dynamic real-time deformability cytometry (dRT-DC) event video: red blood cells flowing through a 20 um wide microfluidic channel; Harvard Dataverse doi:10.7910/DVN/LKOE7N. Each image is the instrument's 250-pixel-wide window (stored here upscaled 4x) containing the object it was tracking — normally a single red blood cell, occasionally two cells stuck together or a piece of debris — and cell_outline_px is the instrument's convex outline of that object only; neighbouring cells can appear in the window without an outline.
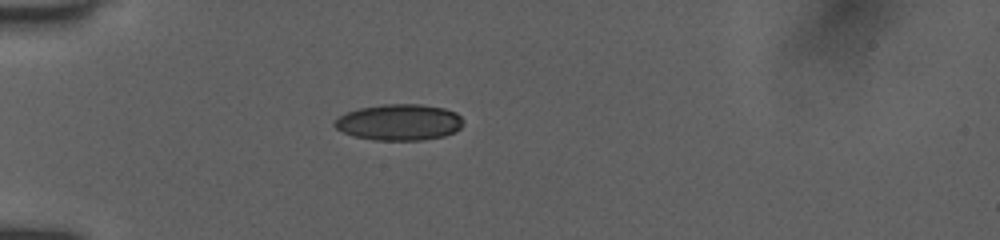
{"species": "human", "species_latin": "Homo sapiens", "temperature_condition": "room temperature", "stored_images_in_passage": 15, "camera_frame_rate_fps": 3000, "um_per_image_px": 0.085, "donor": {"sex": "female"}, "frame": {"image": 1, "passage_image": 1, "time_ms": 0.0, "image_size_px": [1000, 240], "cell_outline_px": [[464, 124], [456, 132], [444, 136], [420, 140], [372, 140], [352, 136], [336, 128], [332, 124], [332, 120], [348, 112], [360, 108], [384, 104], [420, 104], [444, 108], [456, 112], [460, 116]], "centroid_in_image_um": [33.93, 10.4], "position_along_channel_um": 51.1, "area_um2": 27.28}}
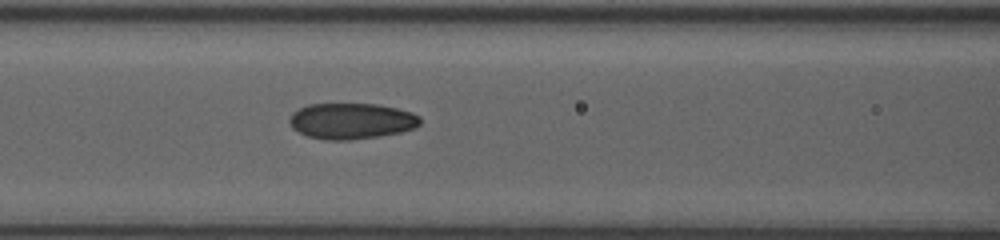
{"frame": {"image": 2, "passage_image": 11, "time_ms": 2.667, "image_size_px": [1000, 240], "cell_outline_px": [[420, 124], [416, 128], [400, 132], [380, 136], [348, 140], [324, 140], [308, 136], [292, 128], [288, 120], [292, 112], [308, 104], [376, 104], [396, 108], [412, 112], [420, 116]], "centroid_in_image_um": [29.87, 10.29], "position_along_channel_um": 136.7, "area_um2": 27.46}}
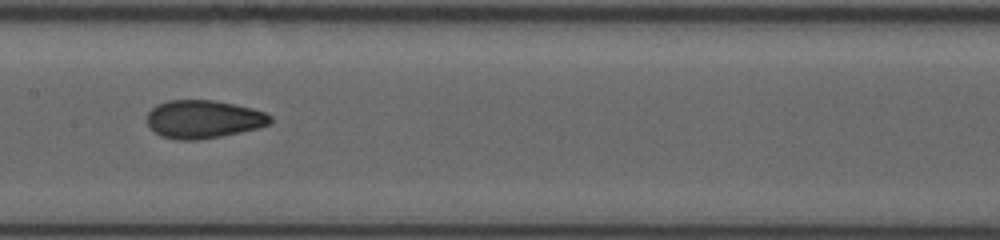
{"frame": {"image": 3, "passage_image": 14, "time_ms": 4.0, "image_size_px": [1000, 240], "cell_outline_px": [[272, 120], [268, 124], [256, 128], [240, 132], [220, 136], [196, 140], [176, 140], [160, 136], [148, 124], [148, 112], [156, 104], [168, 100], [212, 100], [236, 104], [252, 108], [264, 112], [272, 116]], "centroid_in_image_um": [17.28, 10.12], "position_along_channel_um": 190.1, "area_um2": 27.28}}